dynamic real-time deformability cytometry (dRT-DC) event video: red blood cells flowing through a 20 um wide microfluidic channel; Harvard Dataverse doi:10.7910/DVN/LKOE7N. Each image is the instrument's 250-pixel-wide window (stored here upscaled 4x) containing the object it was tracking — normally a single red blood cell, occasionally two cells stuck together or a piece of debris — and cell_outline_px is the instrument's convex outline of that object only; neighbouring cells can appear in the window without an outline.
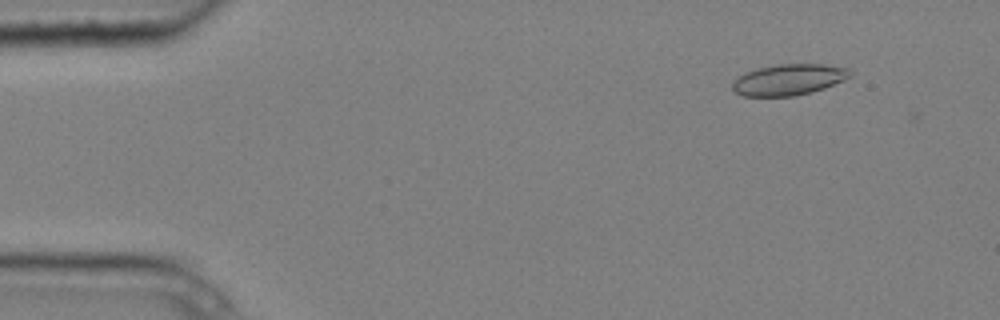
{"species": "common noctule bat (a hibernating species)", "species_latin": "Nyctalus noctula", "temperature_condition": "cold", "stored_images_in_passage": 4, "camera_frame_rate_fps": 3000, "um_per_image_px": 0.085, "animal": {"sex": "male", "body_mass_g": 20.4}, "frame": {"image": 1, "passage_image": 1, "time_ms": 0.0, "image_size_px": [1000, 320], "cell_outline_px": [[852, 76], [844, 80], [824, 88], [812, 92], [792, 96], [744, 96], [736, 92], [732, 88], [732, 84], [744, 72], [776, 64], [824, 64], [848, 68], [852, 72]], "centroid_in_image_um": [67.08, 6.76], "position_along_channel_um": 17.9, "area_um2": 21.21}}
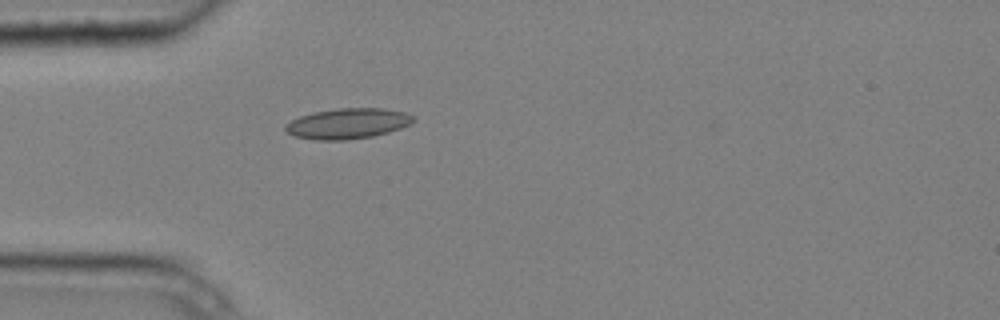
{"frame": {"image": 2, "passage_image": 4, "time_ms": 1.0, "image_size_px": [1000, 320], "cell_outline_px": [[416, 120], [412, 124], [388, 132], [372, 136], [348, 140], [312, 140], [296, 136], [288, 132], [284, 128], [292, 120], [300, 116], [312, 112], [336, 108], [380, 108], [404, 112], [416, 116]], "centroid_in_image_um": [29.6, 10.5], "position_along_channel_um": 55.4, "area_um2": 22.77}}